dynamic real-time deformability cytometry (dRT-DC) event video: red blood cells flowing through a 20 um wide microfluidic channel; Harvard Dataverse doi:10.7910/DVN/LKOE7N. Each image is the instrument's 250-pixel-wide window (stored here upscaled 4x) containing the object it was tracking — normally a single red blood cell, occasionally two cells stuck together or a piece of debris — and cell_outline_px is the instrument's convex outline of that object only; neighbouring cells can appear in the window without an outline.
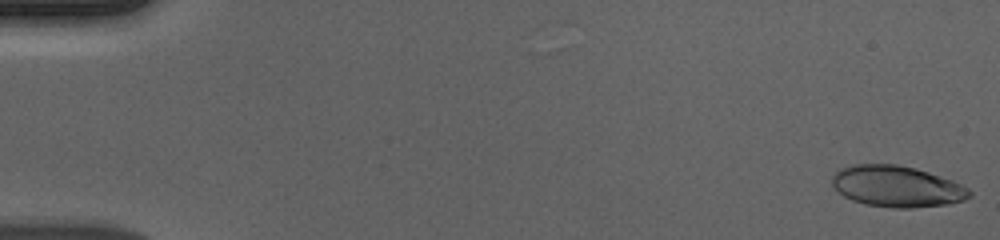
{"species": "human", "species_latin": "Homo sapiens", "temperature_condition": "cold", "stored_images_in_passage": 56, "camera_frame_rate_fps": 3000, "um_per_image_px": 0.085, "donor": {"sex": "male"}, "frame": {"image": 1, "passage_image": 1, "time_ms": 0.0, "image_size_px": [1000, 240], "cell_outline_px": [[972, 196], [964, 200], [944, 204], [912, 208], [892, 208], [864, 204], [852, 200], [844, 196], [832, 184], [832, 176], [840, 168], [852, 164], [896, 164], [916, 168], [952, 180], [968, 188], [972, 192]], "centroid_in_image_um": [76.23, 15.84], "position_along_channel_um": 8.8, "area_um2": 32.95}}
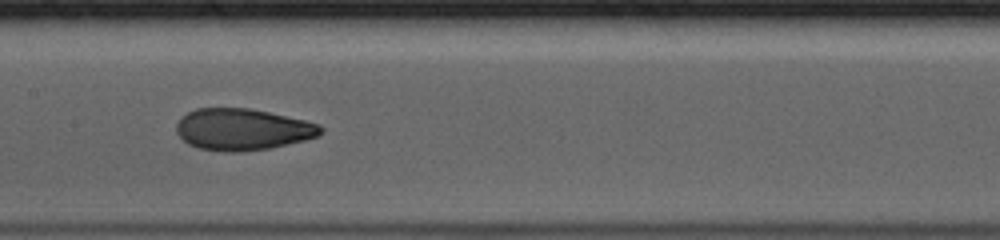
{"frame": {"image": 2, "passage_image": 29, "time_ms": 9.333, "image_size_px": [1000, 240], "cell_outline_px": [[324, 132], [316, 136], [304, 140], [288, 144], [268, 148], [240, 152], [224, 152], [200, 148], [188, 144], [176, 132], [176, 124], [180, 116], [196, 108], [248, 108], [268, 112], [304, 120], [320, 124], [324, 128]], "centroid_in_image_um": [20.6, 11.0], "position_along_channel_um": 186.8, "area_um2": 34.97}}
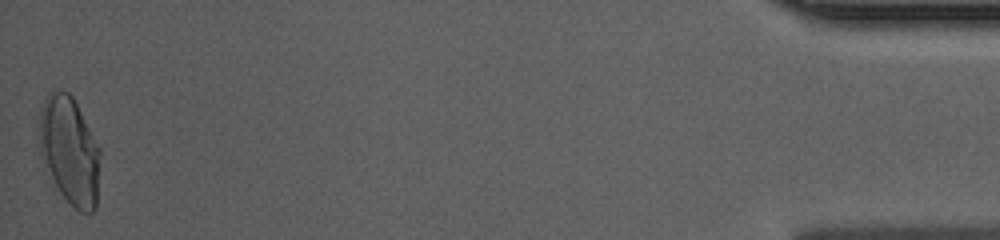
{"frame": {"image": 3, "passage_image": 56, "time_ms": 18.333, "image_size_px": [1000, 240], "cell_outline_px": [[100, 152], [96, 208], [92, 212], [80, 212], [60, 192], [40, 156], [40, 108], [48, 92], [68, 92], [72, 96], [100, 148]], "centroid_in_image_um": [5.92, 12.79], "position_along_channel_um": 429.3, "area_um2": 37.51}, "authors_computed_cell_mechanics": {"area_um2": 34.7956, "velocity_mm_per_s": 3.6855, "shape_relaxation_time_tau1_ms": 7.9493, "shape_relaxation_time_tau2_ms": 0.9202, "deformation_change_tau1": 0.243, "deformation_change_tau2": 0.0601}}